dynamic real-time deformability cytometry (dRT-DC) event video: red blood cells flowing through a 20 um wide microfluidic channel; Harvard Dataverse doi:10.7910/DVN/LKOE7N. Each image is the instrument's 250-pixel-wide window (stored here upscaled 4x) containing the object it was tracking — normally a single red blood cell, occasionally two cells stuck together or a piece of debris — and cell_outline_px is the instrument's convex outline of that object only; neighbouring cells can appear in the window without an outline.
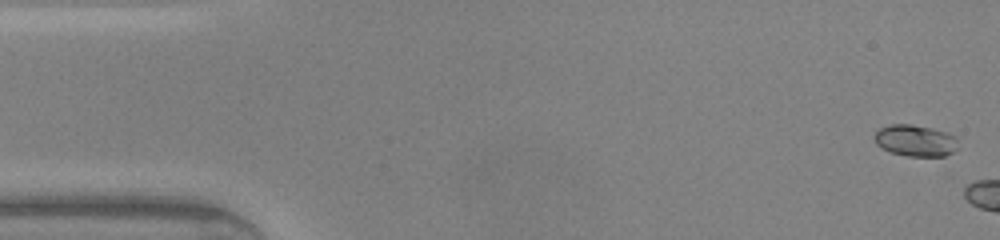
{"species": "common noctule bat (a hibernating species)", "species_latin": "Nyctalus noctula", "temperature_condition": "warm", "stored_images_in_passage": 4, "camera_frame_rate_fps": 3000, "um_per_image_px": 0.085, "animal": {"sex": "male", "body_mass_g": 20.0, "forearm_length_mm": 53.3}, "frame": {"image": 1, "passage_image": 1, "time_ms": 0.0, "image_size_px": [1000, 240], "cell_outline_px": [[956, 148], [952, 152], [944, 156], [908, 156], [892, 152], [876, 144], [872, 136], [880, 128], [892, 124], [912, 124], [932, 128], [948, 132], [956, 136]], "centroid_in_image_um": [77.8, 11.93], "position_along_channel_um": 7.2, "area_um2": 15.32}}